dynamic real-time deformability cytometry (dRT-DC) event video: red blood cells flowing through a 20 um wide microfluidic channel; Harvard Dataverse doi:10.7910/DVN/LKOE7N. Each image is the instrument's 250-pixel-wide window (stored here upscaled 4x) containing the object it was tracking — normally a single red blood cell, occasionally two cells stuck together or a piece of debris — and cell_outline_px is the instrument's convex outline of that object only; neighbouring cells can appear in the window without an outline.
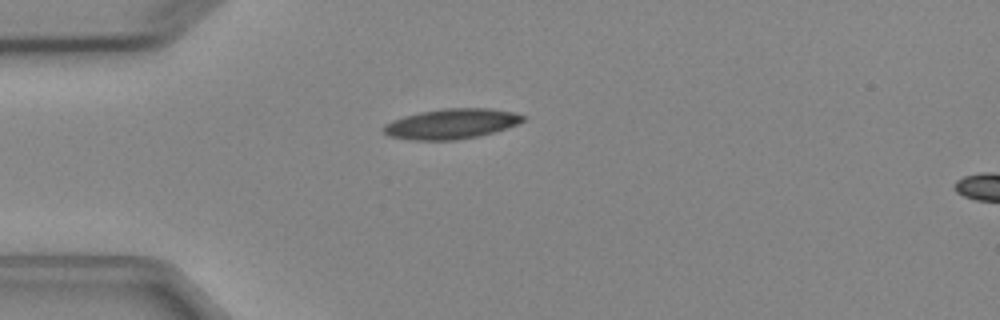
{"species": "Egyptian fruit bat (a non-hibernating species)", "species_latin": "Rousettus aegyptiacus", "temperature_condition": "cold", "stored_images_in_passage": 2, "camera_frame_rate_fps": 3000, "um_per_image_px": 0.085, "animal": {"sex": "female"}, "frame": {"image": 1, "passage_image": 1, "time_ms": 0.0, "image_size_px": [1000, 320], "cell_outline_px": [[528, 116], [524, 120], [516, 124], [492, 132], [476, 136], [456, 140], [412, 140], [388, 136], [380, 128], [384, 124], [392, 120], [404, 116], [420, 112], [444, 108], [492, 108], [512, 112]], "centroid_in_image_um": [38.32, 10.52], "position_along_channel_um": 46.7, "area_um2": 24.45}}